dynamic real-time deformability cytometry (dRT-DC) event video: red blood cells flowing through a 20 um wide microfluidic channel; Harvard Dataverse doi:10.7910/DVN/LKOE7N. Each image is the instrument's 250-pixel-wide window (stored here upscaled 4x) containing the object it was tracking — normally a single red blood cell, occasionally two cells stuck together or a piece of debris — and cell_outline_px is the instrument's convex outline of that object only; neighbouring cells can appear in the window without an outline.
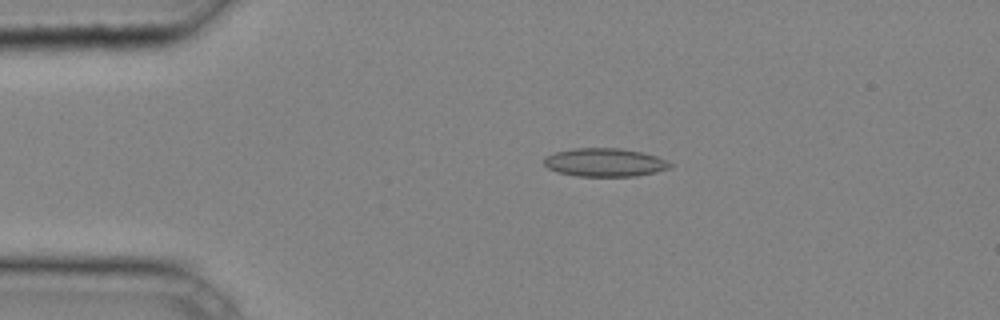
{"species": "common noctule bat (a hibernating species)", "species_latin": "Nyctalus noctula", "temperature_condition": "cold", "stored_images_in_passage": 34, "camera_frame_rate_fps": 3000, "um_per_image_px": 0.085, "animal": {"sex": "male", "body_mass_g": 20.4}, "frame": {"image": 1, "passage_image": 2, "time_ms": 0.333, "image_size_px": [1000, 320], "cell_outline_px": [[672, 168], [656, 172], [636, 176], [576, 176], [556, 172], [548, 168], [544, 164], [544, 156], [556, 152], [572, 148], [620, 148], [644, 152], [656, 156], [672, 164]], "centroid_in_image_um": [51.4, 13.8], "position_along_channel_um": 33.6, "area_um2": 20.98}}
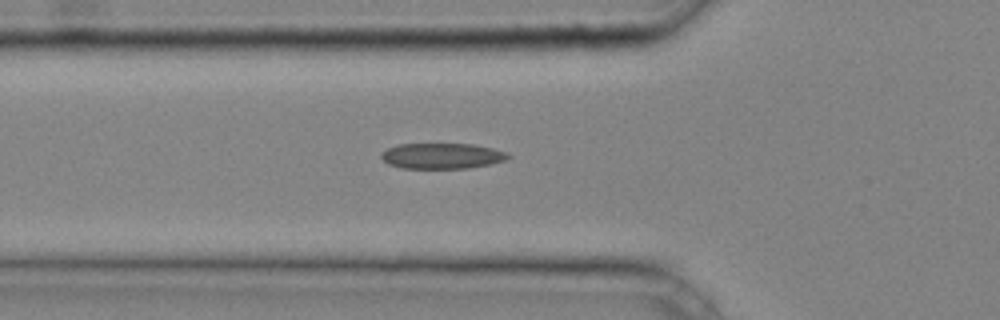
{"frame": {"image": 2, "passage_image": 8, "time_ms": 2.333, "image_size_px": [1000, 320], "cell_outline_px": [[512, 156], [504, 160], [488, 164], [468, 168], [400, 168], [388, 164], [380, 156], [388, 148], [396, 144], [472, 144], [492, 148], [508, 152]], "centroid_in_image_um": [37.57, 13.25], "position_along_channel_um": 88.2, "area_um2": 18.84}}
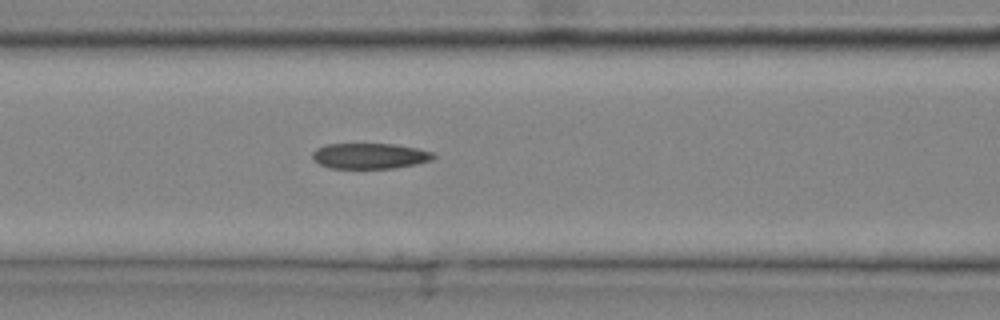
{"frame": {"image": 3, "passage_image": 11, "time_ms": 3.333, "image_size_px": [1000, 320], "cell_outline_px": [[436, 156], [432, 160], [416, 164], [392, 168], [328, 168], [312, 160], [312, 152], [316, 148], [328, 144], [392, 144], [416, 148], [432, 152]], "centroid_in_image_um": [31.4, 13.26], "position_along_channel_um": 135.2, "area_um2": 18.03}}